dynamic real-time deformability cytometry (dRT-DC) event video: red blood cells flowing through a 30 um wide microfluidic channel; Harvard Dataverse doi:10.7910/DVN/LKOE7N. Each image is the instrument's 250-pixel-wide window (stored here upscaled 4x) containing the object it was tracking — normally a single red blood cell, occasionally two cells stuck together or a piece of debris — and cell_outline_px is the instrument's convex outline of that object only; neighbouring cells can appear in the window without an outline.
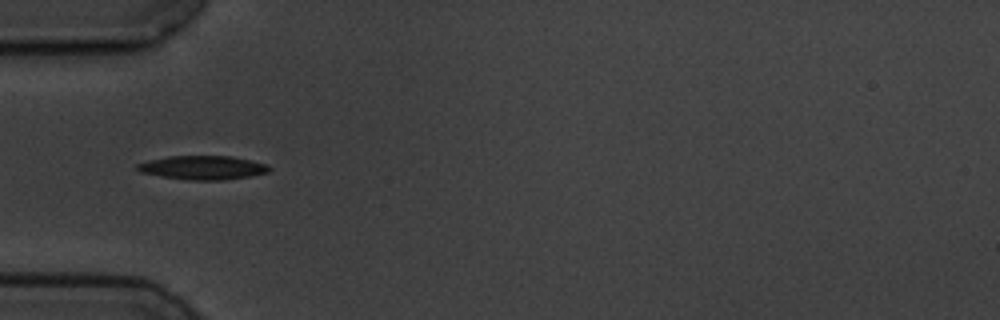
{"species": "common noctule bat (a hibernating species)", "species_latin": "Nyctalus noctula", "temperature_condition": "cold", "stored_images_in_passage": 7, "camera_frame_rate_fps": 3000, "um_per_image_px": 0.085, "animal": {"sex": "male", "body_mass_g": 19.5, "forearm_length_mm": 54.6}, "frame": {"image": 1, "passage_image": 3, "time_ms": 2.333, "image_size_px": [1000, 320], "cell_outline_px": [[272, 168], [268, 172], [248, 176], [224, 180], [188, 180], [160, 176], [140, 172], [136, 168], [136, 164], [168, 156], [232, 156], [268, 164]], "centroid_in_image_um": [17.25, 14.25], "position_along_channel_um": 67.7, "area_um2": 18.26}}
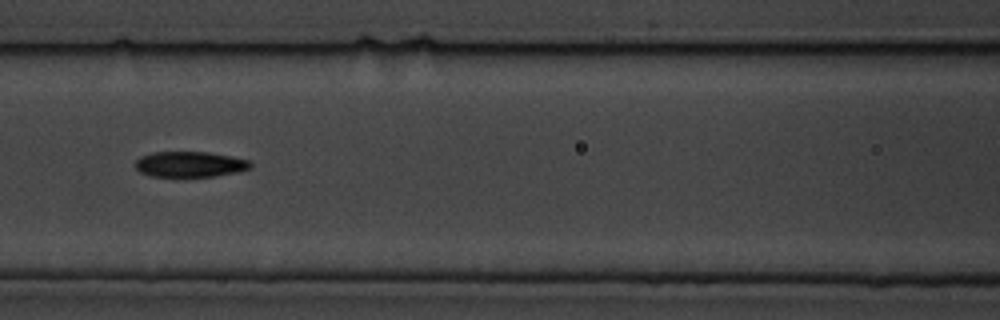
{"frame": {"image": 2, "passage_image": 5, "time_ms": 4.667, "image_size_px": [1000, 320], "cell_outline_px": [[252, 168], [236, 172], [216, 176], [180, 180], [152, 176], [140, 172], [136, 168], [136, 160], [140, 156], [152, 152], [208, 152], [232, 156], [248, 160], [252, 164]], "centroid_in_image_um": [16.12, 14.01], "position_along_channel_um": 150.5, "area_um2": 18.03}}
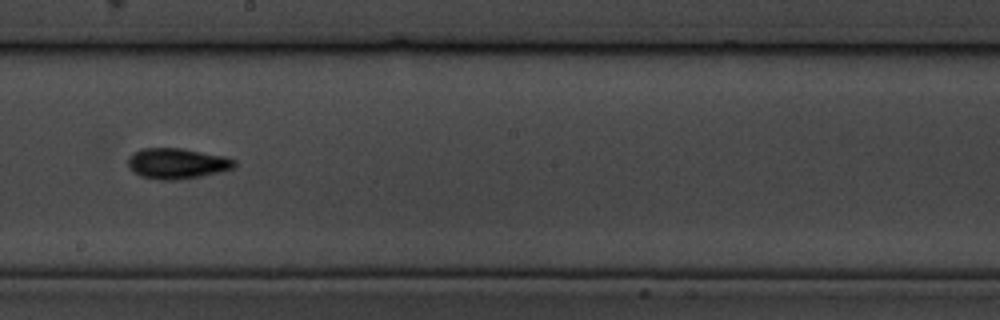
{"frame": {"image": 3, "passage_image": 7, "time_ms": 7.0, "image_size_px": [1000, 320], "cell_outline_px": [[236, 168], [200, 176], [180, 180], [160, 180], [140, 176], [128, 168], [128, 160], [140, 148], [184, 148], [224, 156], [236, 160]], "centroid_in_image_um": [15.07, 13.9], "position_along_channel_um": 233.1, "area_um2": 19.07}}